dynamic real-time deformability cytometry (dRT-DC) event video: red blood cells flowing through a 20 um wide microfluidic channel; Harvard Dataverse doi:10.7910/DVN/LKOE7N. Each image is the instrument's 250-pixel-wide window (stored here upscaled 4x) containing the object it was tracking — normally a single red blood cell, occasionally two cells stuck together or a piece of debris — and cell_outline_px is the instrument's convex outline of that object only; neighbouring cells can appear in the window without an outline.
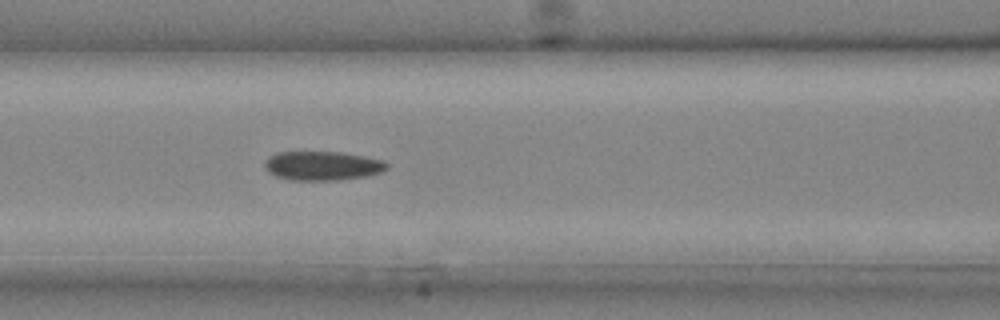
{"species": "common noctule bat (a hibernating species)", "species_latin": "Nyctalus noctula", "temperature_condition": "cold", "stored_images_in_passage": 24, "camera_frame_rate_fps": 3000, "um_per_image_px": 0.085, "animal": {"sex": "male", "body_mass_g": 20.4}, "frame": {"image": 1, "passage_image": 10, "time_ms": 3.0, "image_size_px": [1000, 320], "cell_outline_px": [[388, 168], [380, 172], [364, 176], [336, 180], [292, 180], [276, 176], [268, 172], [264, 168], [264, 160], [268, 156], [276, 152], [340, 152], [384, 160], [388, 164]], "centroid_in_image_um": [27.35, 14.08], "position_along_channel_um": 139.2, "area_um2": 20.69}}
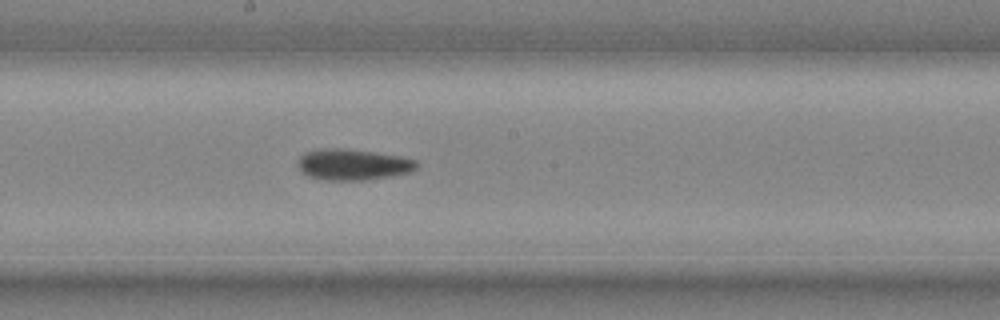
{"frame": {"image": 2, "passage_image": 14, "time_ms": 4.333, "image_size_px": [1000, 320], "cell_outline_px": [[420, 164], [416, 168], [408, 172], [388, 176], [364, 180], [320, 180], [308, 176], [296, 164], [296, 160], [304, 152], [320, 148], [344, 148], [400, 156], [416, 160]], "centroid_in_image_um": [29.94, 13.97], "position_along_channel_um": 218.3, "area_um2": 21.56}}
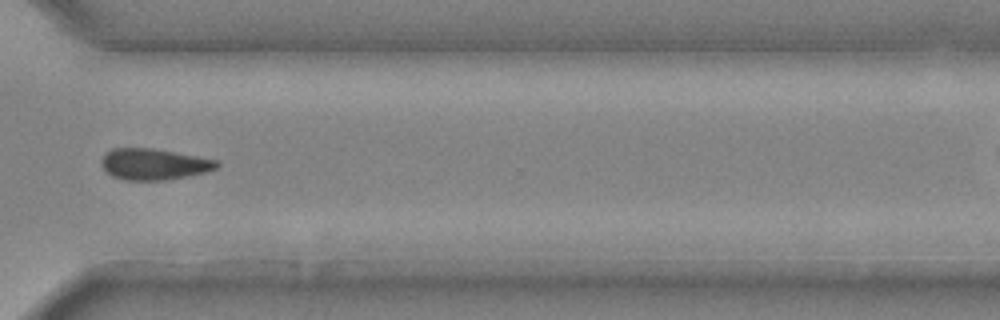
{"frame": {"image": 3, "passage_image": 21, "time_ms": 6.667, "image_size_px": [1000, 320], "cell_outline_px": [[220, 164], [216, 168], [208, 172], [168, 180], [124, 180], [112, 176], [100, 164], [100, 160], [104, 152], [112, 148], [152, 148], [220, 160]], "centroid_in_image_um": [13.09, 13.95], "position_along_channel_um": 357.5, "area_um2": 21.27}}